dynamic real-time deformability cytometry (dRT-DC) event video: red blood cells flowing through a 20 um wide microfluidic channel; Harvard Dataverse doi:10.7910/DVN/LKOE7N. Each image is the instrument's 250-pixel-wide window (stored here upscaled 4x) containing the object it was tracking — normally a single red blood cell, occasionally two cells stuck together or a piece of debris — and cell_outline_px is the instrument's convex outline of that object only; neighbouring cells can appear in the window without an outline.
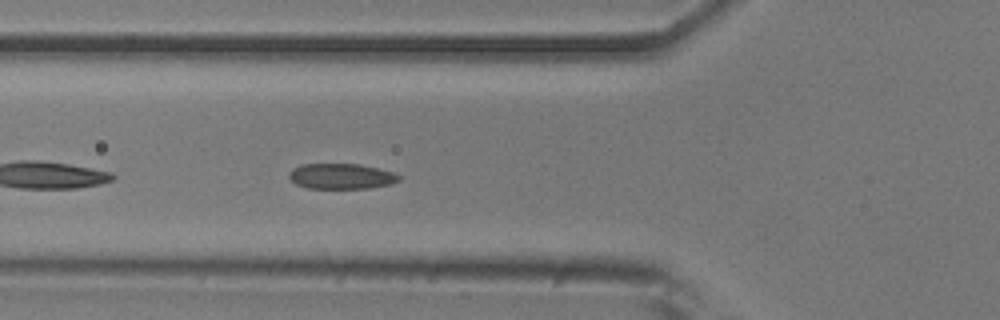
{"species": "common noctule bat (a hibernating species)", "species_latin": "Nyctalus noctula", "temperature_condition": "room temperature", "stored_images_in_passage": 33, "camera_frame_rate_fps": 3000, "um_per_image_px": 0.085, "animal": {"sex": "male", "body_mass_g": 20.5, "forearm_length_mm": 52.5}, "frame": {"image": 1, "passage_image": 5, "time_ms": 1.333, "image_size_px": [1000, 320], "cell_outline_px": [[400, 180], [392, 184], [372, 188], [308, 188], [296, 184], [288, 176], [288, 172], [292, 168], [300, 164], [360, 164], [380, 168], [392, 172], [400, 176]], "centroid_in_image_um": [29.01, 14.98], "position_along_channel_um": 96.8, "area_um2": 16.47}}
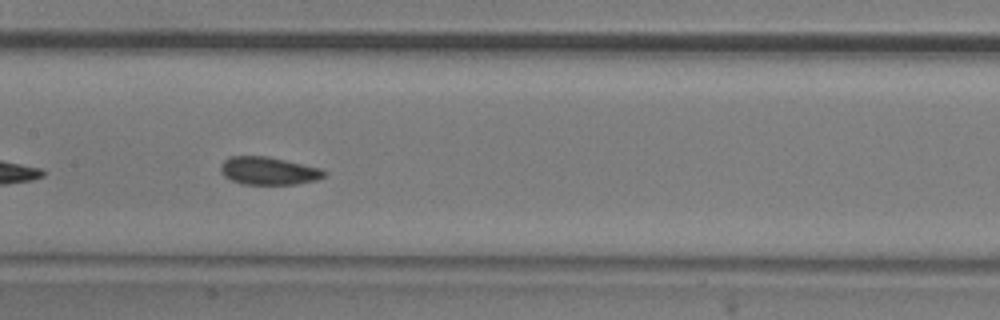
{"frame": {"image": 2, "passage_image": 12, "time_ms": 3.667, "image_size_px": [1000, 320], "cell_outline_px": [[328, 172], [324, 176], [316, 180], [296, 184], [244, 184], [232, 180], [224, 176], [220, 172], [220, 164], [224, 160], [232, 156], [268, 156], [320, 168]], "centroid_in_image_um": [22.81, 14.52], "position_along_channel_um": 184.6, "area_um2": 16.76}}
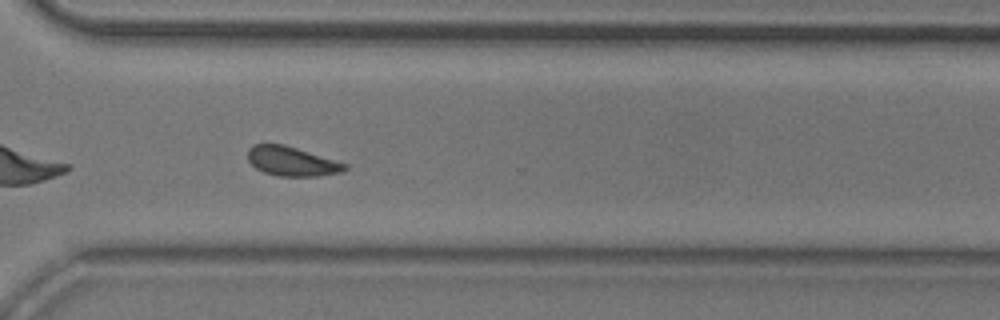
{"frame": {"image": 3, "passage_image": 25, "time_ms": 8.0, "image_size_px": [1000, 320], "cell_outline_px": [[348, 168], [344, 172], [316, 176], [280, 176], [264, 172], [256, 168], [248, 160], [248, 148], [252, 144], [284, 144], [348, 164]], "centroid_in_image_um": [24.81, 13.71], "position_along_channel_um": 345.8, "area_um2": 16.59}}